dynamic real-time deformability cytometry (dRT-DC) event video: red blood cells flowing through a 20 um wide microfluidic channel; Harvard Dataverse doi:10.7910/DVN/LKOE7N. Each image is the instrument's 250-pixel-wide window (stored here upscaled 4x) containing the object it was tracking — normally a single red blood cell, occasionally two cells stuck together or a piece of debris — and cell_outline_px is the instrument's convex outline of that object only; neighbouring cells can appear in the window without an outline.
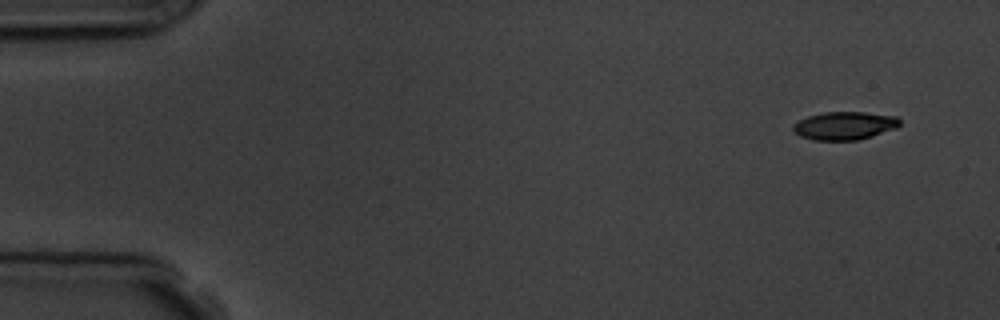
{"species": "common noctule bat (a hibernating species)", "species_latin": "Nyctalus noctula", "temperature_condition": "room temperature", "stored_images_in_passage": 5, "camera_frame_rate_fps": 3000, "um_per_image_px": 0.085, "animal": {"sex": "male", "body_mass_g": 19.5, "forearm_length_mm": 54.6}, "frame": {"image": 1, "passage_image": 1, "time_ms": 0.0, "image_size_px": [1000, 320], "cell_outline_px": [[900, 124], [896, 128], [872, 136], [856, 140], [812, 140], [800, 136], [792, 128], [792, 124], [796, 120], [808, 116], [824, 112], [864, 112], [896, 116], [900, 120]], "centroid_in_image_um": [71.75, 10.68], "position_along_channel_um": 13.2, "area_um2": 17.51}}
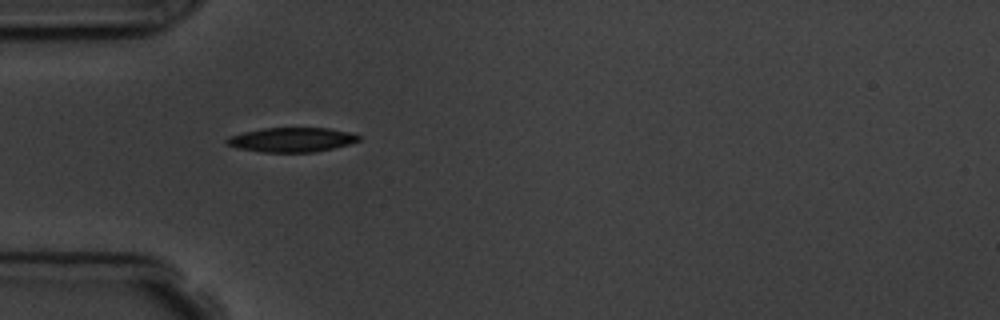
{"frame": {"image": 2, "passage_image": 4, "time_ms": 4.333, "image_size_px": [1000, 320], "cell_outline_px": [[360, 140], [348, 144], [316, 152], [264, 152], [240, 148], [228, 144], [224, 140], [228, 136], [244, 132], [264, 128], [328, 128], [352, 132], [360, 136]], "centroid_in_image_um": [24.82, 11.87], "position_along_channel_um": 60.2, "area_um2": 18.67}}